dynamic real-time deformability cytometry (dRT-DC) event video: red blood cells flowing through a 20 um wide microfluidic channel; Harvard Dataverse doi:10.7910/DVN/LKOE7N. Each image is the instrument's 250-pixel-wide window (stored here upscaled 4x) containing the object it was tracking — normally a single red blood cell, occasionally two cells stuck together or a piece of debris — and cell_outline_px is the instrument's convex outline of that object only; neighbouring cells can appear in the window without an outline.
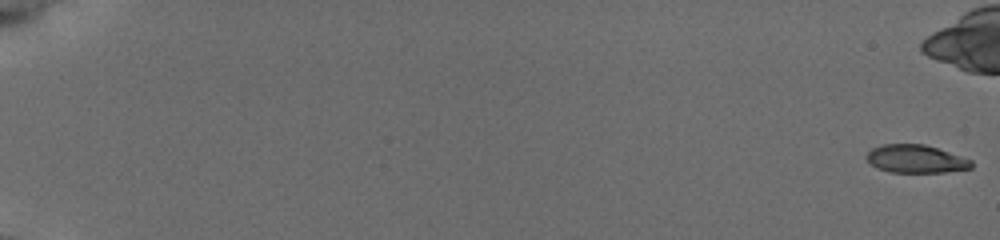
{"species": "common noctule bat (a hibernating species)", "species_latin": "Nyctalus noctula", "temperature_condition": "cold", "stored_images_in_passage": 49, "camera_frame_rate_fps": 3000, "um_per_image_px": 0.085, "animal": {"sex": "female", "body_mass_g": 19.5, "forearm_length_mm": 54.1}, "frame": {"image": 1, "passage_image": 1, "time_ms": 0.0, "image_size_px": [1000, 240], "cell_outline_px": [[972, 168], [944, 172], [888, 172], [876, 168], [864, 156], [872, 148], [884, 144], [924, 144], [972, 160]], "centroid_in_image_um": [77.81, 13.51], "position_along_channel_um": 7.2, "area_um2": 16.99}}
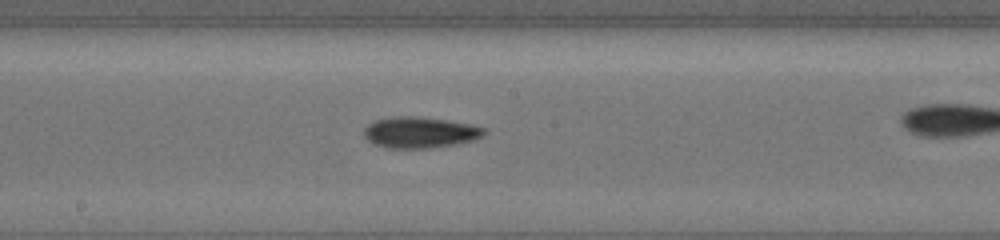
{"frame": {"image": 2, "passage_image": 34, "time_ms": 11.0, "image_size_px": [1000, 240], "cell_outline_px": [[484, 132], [480, 136], [472, 140], [456, 144], [428, 148], [388, 148], [372, 144], [364, 136], [364, 128], [368, 124], [376, 120], [400, 116], [412, 116], [444, 120], [468, 124], [484, 128]], "centroid_in_image_um": [35.62, 11.27], "position_along_channel_um": 212.6, "area_um2": 21.33}}
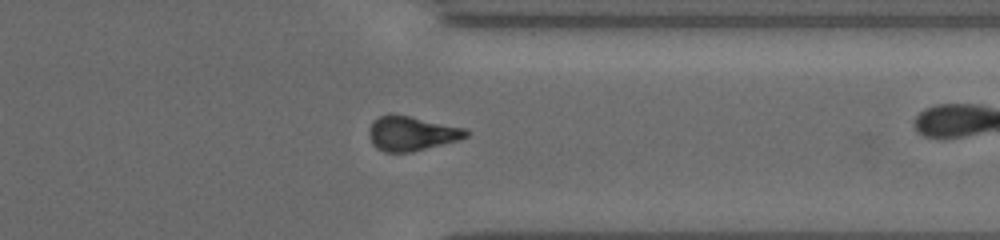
{"frame": {"image": 3, "passage_image": 47, "time_ms": 15.333, "image_size_px": [1000, 240], "cell_outline_px": [[468, 136], [460, 140], [412, 152], [384, 152], [376, 148], [372, 144], [368, 136], [368, 128], [372, 120], [388, 112], [468, 128]], "centroid_in_image_um": [34.95, 11.33], "position_along_channel_um": 376.4, "area_um2": 19.94}}